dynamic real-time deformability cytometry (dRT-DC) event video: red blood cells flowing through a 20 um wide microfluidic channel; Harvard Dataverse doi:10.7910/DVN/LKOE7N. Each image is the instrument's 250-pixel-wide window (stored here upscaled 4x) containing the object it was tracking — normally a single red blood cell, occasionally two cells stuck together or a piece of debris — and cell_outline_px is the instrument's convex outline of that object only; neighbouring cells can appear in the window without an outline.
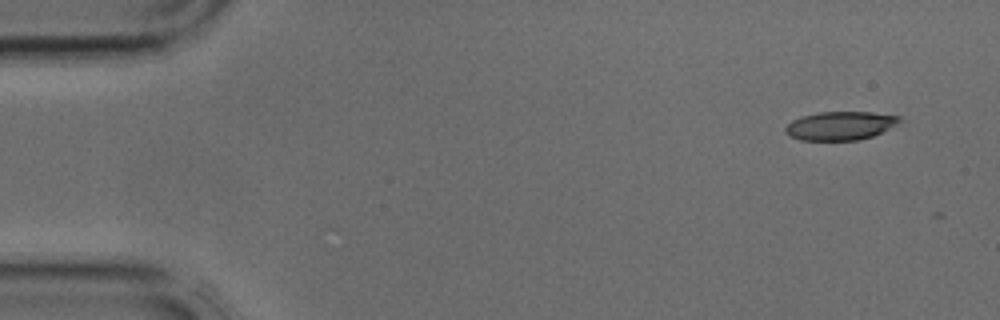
{"species": "common noctule bat (a hibernating species)", "species_latin": "Nyctalus noctula", "temperature_condition": "cold", "stored_images_in_passage": 3, "camera_frame_rate_fps": 3000, "um_per_image_px": 0.085, "animal": {"sex": "male", "body_mass_g": 17.9, "forearm_length_mm": 54.2}, "frame": {"image": 1, "passage_image": 1, "time_ms": 0.0, "image_size_px": [1000, 320], "cell_outline_px": [[904, 120], [872, 136], [860, 140], [800, 140], [784, 132], [784, 128], [792, 120], [800, 116], [820, 112], [872, 112], [900, 116]], "centroid_in_image_um": [71.41, 10.68], "position_along_channel_um": 13.6, "area_um2": 18.96}}
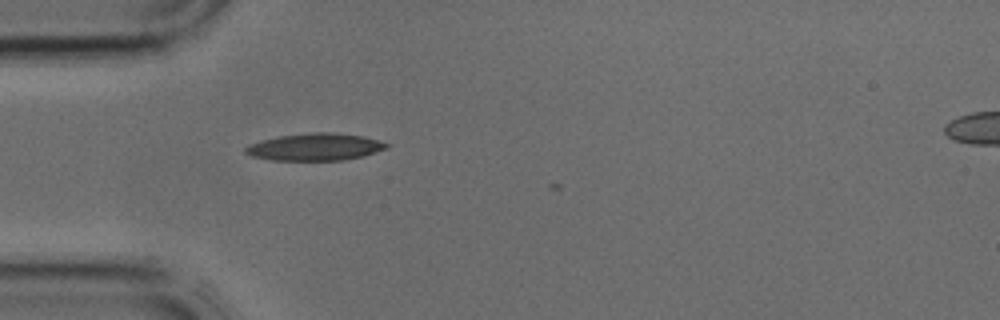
{"frame": {"image": 2, "passage_image": 3, "time_ms": 0.667, "image_size_px": [1000, 320], "cell_outline_px": [[392, 144], [388, 148], [364, 156], [344, 160], [272, 160], [252, 156], [244, 152], [244, 148], [248, 144], [260, 140], [280, 136], [316, 132], [328, 132], [364, 136], [380, 140]], "centroid_in_image_um": [26.82, 12.49], "position_along_channel_um": 58.2, "area_um2": 22.48}}